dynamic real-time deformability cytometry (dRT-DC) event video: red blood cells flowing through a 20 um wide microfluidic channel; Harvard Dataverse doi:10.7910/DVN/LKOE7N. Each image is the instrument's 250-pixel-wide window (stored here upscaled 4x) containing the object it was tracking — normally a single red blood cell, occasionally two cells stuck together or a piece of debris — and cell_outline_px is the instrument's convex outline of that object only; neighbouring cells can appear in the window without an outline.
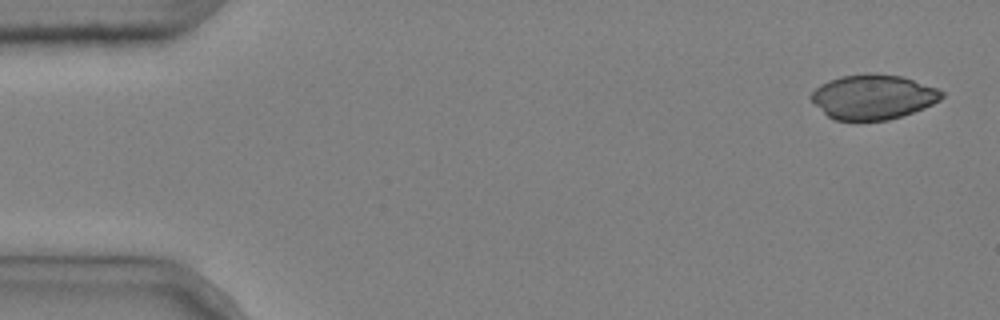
{"species": "common noctule bat (a hibernating species)", "species_latin": "Nyctalus noctula", "temperature_condition": "cold", "stored_images_in_passage": 3, "camera_frame_rate_fps": 3000, "um_per_image_px": 0.085, "animal": {"sex": "male", "body_mass_g": 20.4}, "frame": {"image": 1, "passage_image": 1, "time_ms": 0.0, "image_size_px": [1000, 320], "cell_outline_px": [[944, 96], [940, 100], [924, 108], [888, 120], [836, 120], [828, 116], [808, 96], [820, 84], [828, 80], [840, 76], [868, 72], [900, 76], [936, 88], [944, 92]], "centroid_in_image_um": [74.19, 8.22], "position_along_channel_um": 10.8, "area_um2": 33.81}}